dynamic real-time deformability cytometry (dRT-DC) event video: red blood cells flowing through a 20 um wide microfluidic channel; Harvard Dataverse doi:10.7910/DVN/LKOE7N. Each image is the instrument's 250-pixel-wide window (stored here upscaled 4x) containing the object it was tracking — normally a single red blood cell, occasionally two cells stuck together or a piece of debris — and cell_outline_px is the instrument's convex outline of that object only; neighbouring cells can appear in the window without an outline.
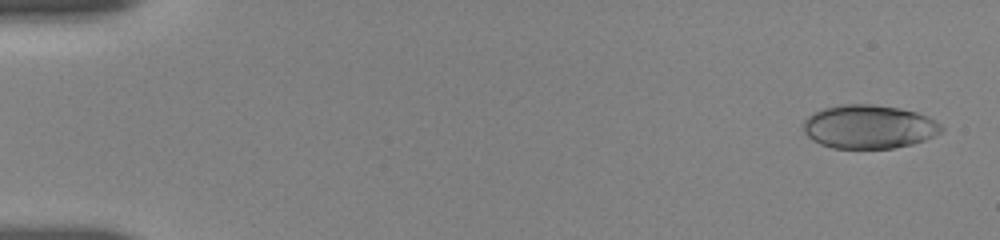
{"species": "human", "species_latin": "Homo sapiens", "temperature_condition": "room temperature", "stored_images_in_passage": 54, "camera_frame_rate_fps": 3000, "um_per_image_px": 0.085, "donor": {"sex": "female"}, "frame": {"image": 1, "passage_image": 2, "time_ms": 0.333, "image_size_px": [1000, 240], "cell_outline_px": [[944, 132], [924, 140], [912, 144], [892, 148], [832, 148], [820, 144], [812, 140], [804, 132], [804, 120], [808, 116], [824, 108], [840, 104], [872, 104], [900, 108], [916, 112], [928, 116], [940, 124], [944, 128]], "centroid_in_image_um": [73.88, 10.77], "position_along_channel_um": 11.1, "area_um2": 35.2}}
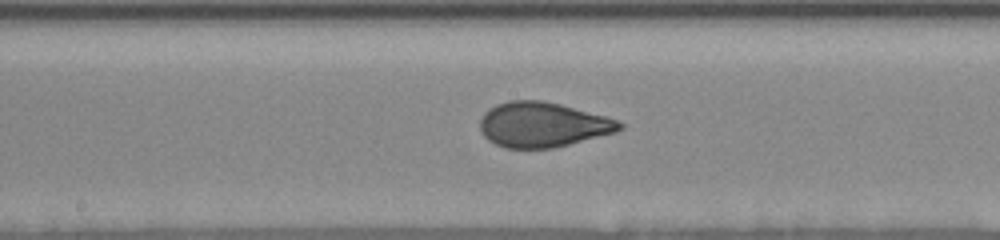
{"frame": {"image": 2, "passage_image": 29, "time_ms": 9.333, "image_size_px": [1000, 240], "cell_outline_px": [[624, 128], [616, 132], [552, 148], [504, 148], [488, 140], [480, 132], [480, 120], [484, 112], [488, 108], [496, 104], [508, 100], [540, 100], [560, 104], [608, 116], [624, 124]], "centroid_in_image_um": [46.11, 10.59], "position_along_channel_um": 202.1, "area_um2": 36.7}}
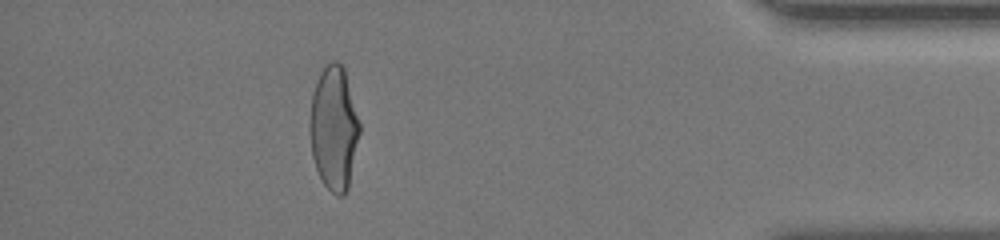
{"frame": {"image": 3, "passage_image": 49, "time_ms": 16.0, "image_size_px": [1000, 240], "cell_outline_px": [[360, 132], [348, 188], [344, 196], [336, 196], [324, 184], [316, 168], [312, 156], [308, 132], [308, 124], [312, 96], [316, 80], [320, 72], [332, 60], [336, 60], [344, 68], [360, 124]], "centroid_in_image_um": [28.36, 10.9], "position_along_channel_um": 406.8, "area_um2": 36.07}, "authors_computed_cell_mechanics": {"area_um2": 35.9516, "velocity_mm_per_s": 3.6841, "shape_relaxation_time_tau1_ms": 4.9192, "shape_relaxation_time_tau2_ms": null, "deformation_change_tau1": 0.168, "deformation_change_tau2": null}}